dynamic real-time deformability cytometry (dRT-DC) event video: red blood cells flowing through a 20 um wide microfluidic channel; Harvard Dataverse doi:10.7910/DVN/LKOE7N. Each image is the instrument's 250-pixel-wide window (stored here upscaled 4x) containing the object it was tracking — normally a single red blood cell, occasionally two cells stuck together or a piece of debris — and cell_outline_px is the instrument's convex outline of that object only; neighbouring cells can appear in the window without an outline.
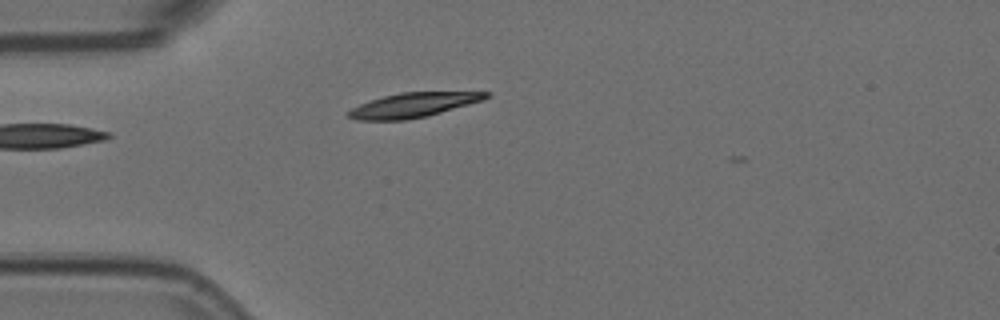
{"species": "Egyptian fruit bat (a non-hibernating species)", "species_latin": "Rousettus aegyptiacus", "temperature_condition": "room temperature", "stored_images_in_passage": 2, "camera_frame_rate_fps": 3000, "um_per_image_px": 0.085, "animal": {"sex": "female"}, "frame": {"image": 1, "passage_image": 1, "time_ms": 0.0, "image_size_px": [1000, 320], "cell_outline_px": [[492, 92], [484, 100], [428, 116], [404, 120], [356, 120], [348, 116], [348, 112], [352, 108], [360, 104], [384, 96], [400, 92]], "centroid_in_image_um": [35.15, 8.93], "position_along_channel_um": 49.9, "area_um2": 19.48}}